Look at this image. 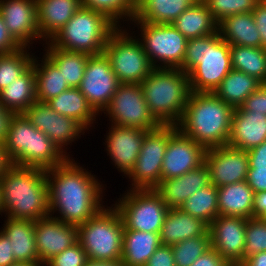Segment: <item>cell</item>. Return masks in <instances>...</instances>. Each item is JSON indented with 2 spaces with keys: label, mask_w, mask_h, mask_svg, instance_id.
I'll return each instance as SVG.
<instances>
[{
  "label": "cell",
  "mask_w": 266,
  "mask_h": 266,
  "mask_svg": "<svg viewBox=\"0 0 266 266\" xmlns=\"http://www.w3.org/2000/svg\"><path fill=\"white\" fill-rule=\"evenodd\" d=\"M77 163L68 158L63 164L45 170L49 216L75 226L85 223L105 207L102 203L104 185ZM55 212L59 214L54 216Z\"/></svg>",
  "instance_id": "obj_1"
},
{
  "label": "cell",
  "mask_w": 266,
  "mask_h": 266,
  "mask_svg": "<svg viewBox=\"0 0 266 266\" xmlns=\"http://www.w3.org/2000/svg\"><path fill=\"white\" fill-rule=\"evenodd\" d=\"M0 193L5 217L37 221L50 214L44 169L10 165L0 177Z\"/></svg>",
  "instance_id": "obj_2"
},
{
  "label": "cell",
  "mask_w": 266,
  "mask_h": 266,
  "mask_svg": "<svg viewBox=\"0 0 266 266\" xmlns=\"http://www.w3.org/2000/svg\"><path fill=\"white\" fill-rule=\"evenodd\" d=\"M234 108L212 92H191L177 129L206 149L227 145Z\"/></svg>",
  "instance_id": "obj_3"
},
{
  "label": "cell",
  "mask_w": 266,
  "mask_h": 266,
  "mask_svg": "<svg viewBox=\"0 0 266 266\" xmlns=\"http://www.w3.org/2000/svg\"><path fill=\"white\" fill-rule=\"evenodd\" d=\"M232 70L230 45L219 32L187 40L183 71L191 92H214Z\"/></svg>",
  "instance_id": "obj_4"
},
{
  "label": "cell",
  "mask_w": 266,
  "mask_h": 266,
  "mask_svg": "<svg viewBox=\"0 0 266 266\" xmlns=\"http://www.w3.org/2000/svg\"><path fill=\"white\" fill-rule=\"evenodd\" d=\"M3 147L9 163L19 167L47 170L69 158L24 114H15L12 118Z\"/></svg>",
  "instance_id": "obj_5"
},
{
  "label": "cell",
  "mask_w": 266,
  "mask_h": 266,
  "mask_svg": "<svg viewBox=\"0 0 266 266\" xmlns=\"http://www.w3.org/2000/svg\"><path fill=\"white\" fill-rule=\"evenodd\" d=\"M140 86L154 118L161 125H177L191 93L188 74L179 68H154Z\"/></svg>",
  "instance_id": "obj_6"
},
{
  "label": "cell",
  "mask_w": 266,
  "mask_h": 266,
  "mask_svg": "<svg viewBox=\"0 0 266 266\" xmlns=\"http://www.w3.org/2000/svg\"><path fill=\"white\" fill-rule=\"evenodd\" d=\"M117 27L103 13L81 6L49 42L59 49L98 55Z\"/></svg>",
  "instance_id": "obj_7"
},
{
  "label": "cell",
  "mask_w": 266,
  "mask_h": 266,
  "mask_svg": "<svg viewBox=\"0 0 266 266\" xmlns=\"http://www.w3.org/2000/svg\"><path fill=\"white\" fill-rule=\"evenodd\" d=\"M123 232V221L112 205L103 207L94 217L78 226V242L88 259L121 260Z\"/></svg>",
  "instance_id": "obj_8"
},
{
  "label": "cell",
  "mask_w": 266,
  "mask_h": 266,
  "mask_svg": "<svg viewBox=\"0 0 266 266\" xmlns=\"http://www.w3.org/2000/svg\"><path fill=\"white\" fill-rule=\"evenodd\" d=\"M118 26L110 35L104 53L119 83L140 84L154 69L138 38ZM132 35V36H131ZM135 38V39H134Z\"/></svg>",
  "instance_id": "obj_9"
},
{
  "label": "cell",
  "mask_w": 266,
  "mask_h": 266,
  "mask_svg": "<svg viewBox=\"0 0 266 266\" xmlns=\"http://www.w3.org/2000/svg\"><path fill=\"white\" fill-rule=\"evenodd\" d=\"M119 199L113 206L120 214L124 229L160 233L169 208L155 189H128Z\"/></svg>",
  "instance_id": "obj_10"
},
{
  "label": "cell",
  "mask_w": 266,
  "mask_h": 266,
  "mask_svg": "<svg viewBox=\"0 0 266 266\" xmlns=\"http://www.w3.org/2000/svg\"><path fill=\"white\" fill-rule=\"evenodd\" d=\"M131 21L140 28L139 39L154 68H179L183 71L188 39L181 32L172 24Z\"/></svg>",
  "instance_id": "obj_11"
},
{
  "label": "cell",
  "mask_w": 266,
  "mask_h": 266,
  "mask_svg": "<svg viewBox=\"0 0 266 266\" xmlns=\"http://www.w3.org/2000/svg\"><path fill=\"white\" fill-rule=\"evenodd\" d=\"M177 130L176 125H161L147 131L144 141L128 176L132 180L130 190L156 189L161 182V169L169 137Z\"/></svg>",
  "instance_id": "obj_12"
},
{
  "label": "cell",
  "mask_w": 266,
  "mask_h": 266,
  "mask_svg": "<svg viewBox=\"0 0 266 266\" xmlns=\"http://www.w3.org/2000/svg\"><path fill=\"white\" fill-rule=\"evenodd\" d=\"M112 125L152 131L161 124L152 115L140 84L120 83L103 111Z\"/></svg>",
  "instance_id": "obj_13"
},
{
  "label": "cell",
  "mask_w": 266,
  "mask_h": 266,
  "mask_svg": "<svg viewBox=\"0 0 266 266\" xmlns=\"http://www.w3.org/2000/svg\"><path fill=\"white\" fill-rule=\"evenodd\" d=\"M119 84L105 53L89 56L79 89L98 115L103 114Z\"/></svg>",
  "instance_id": "obj_14"
},
{
  "label": "cell",
  "mask_w": 266,
  "mask_h": 266,
  "mask_svg": "<svg viewBox=\"0 0 266 266\" xmlns=\"http://www.w3.org/2000/svg\"><path fill=\"white\" fill-rule=\"evenodd\" d=\"M23 114L68 157L70 155L65 146L72 144L86 131L78 121L57 113L47 102L35 101Z\"/></svg>",
  "instance_id": "obj_15"
},
{
  "label": "cell",
  "mask_w": 266,
  "mask_h": 266,
  "mask_svg": "<svg viewBox=\"0 0 266 266\" xmlns=\"http://www.w3.org/2000/svg\"><path fill=\"white\" fill-rule=\"evenodd\" d=\"M206 148L178 129L169 137L161 169V180L184 175L205 163Z\"/></svg>",
  "instance_id": "obj_16"
},
{
  "label": "cell",
  "mask_w": 266,
  "mask_h": 266,
  "mask_svg": "<svg viewBox=\"0 0 266 266\" xmlns=\"http://www.w3.org/2000/svg\"><path fill=\"white\" fill-rule=\"evenodd\" d=\"M247 218L219 215L209 225L211 247L231 266L243 262Z\"/></svg>",
  "instance_id": "obj_17"
},
{
  "label": "cell",
  "mask_w": 266,
  "mask_h": 266,
  "mask_svg": "<svg viewBox=\"0 0 266 266\" xmlns=\"http://www.w3.org/2000/svg\"><path fill=\"white\" fill-rule=\"evenodd\" d=\"M205 164L210 183L216 187L245 181L249 169L248 153L228 145L207 148Z\"/></svg>",
  "instance_id": "obj_18"
},
{
  "label": "cell",
  "mask_w": 266,
  "mask_h": 266,
  "mask_svg": "<svg viewBox=\"0 0 266 266\" xmlns=\"http://www.w3.org/2000/svg\"><path fill=\"white\" fill-rule=\"evenodd\" d=\"M0 14L11 36L22 46L41 41L36 0H0Z\"/></svg>",
  "instance_id": "obj_19"
},
{
  "label": "cell",
  "mask_w": 266,
  "mask_h": 266,
  "mask_svg": "<svg viewBox=\"0 0 266 266\" xmlns=\"http://www.w3.org/2000/svg\"><path fill=\"white\" fill-rule=\"evenodd\" d=\"M35 241L41 264L78 242V226L51 216L35 221Z\"/></svg>",
  "instance_id": "obj_20"
},
{
  "label": "cell",
  "mask_w": 266,
  "mask_h": 266,
  "mask_svg": "<svg viewBox=\"0 0 266 266\" xmlns=\"http://www.w3.org/2000/svg\"><path fill=\"white\" fill-rule=\"evenodd\" d=\"M147 131L136 127H123L111 124L106 135V151L113 165L123 176L129 175L141 150Z\"/></svg>",
  "instance_id": "obj_21"
},
{
  "label": "cell",
  "mask_w": 266,
  "mask_h": 266,
  "mask_svg": "<svg viewBox=\"0 0 266 266\" xmlns=\"http://www.w3.org/2000/svg\"><path fill=\"white\" fill-rule=\"evenodd\" d=\"M266 141V115L234 108L228 146L246 150Z\"/></svg>",
  "instance_id": "obj_22"
},
{
  "label": "cell",
  "mask_w": 266,
  "mask_h": 266,
  "mask_svg": "<svg viewBox=\"0 0 266 266\" xmlns=\"http://www.w3.org/2000/svg\"><path fill=\"white\" fill-rule=\"evenodd\" d=\"M209 183V169L204 163L179 177L161 180L155 190L169 209L179 208L185 200Z\"/></svg>",
  "instance_id": "obj_23"
},
{
  "label": "cell",
  "mask_w": 266,
  "mask_h": 266,
  "mask_svg": "<svg viewBox=\"0 0 266 266\" xmlns=\"http://www.w3.org/2000/svg\"><path fill=\"white\" fill-rule=\"evenodd\" d=\"M41 39L48 42L80 9L81 0H36Z\"/></svg>",
  "instance_id": "obj_24"
},
{
  "label": "cell",
  "mask_w": 266,
  "mask_h": 266,
  "mask_svg": "<svg viewBox=\"0 0 266 266\" xmlns=\"http://www.w3.org/2000/svg\"><path fill=\"white\" fill-rule=\"evenodd\" d=\"M2 232L10 240L17 262L40 263L35 241V221L6 217Z\"/></svg>",
  "instance_id": "obj_25"
},
{
  "label": "cell",
  "mask_w": 266,
  "mask_h": 266,
  "mask_svg": "<svg viewBox=\"0 0 266 266\" xmlns=\"http://www.w3.org/2000/svg\"><path fill=\"white\" fill-rule=\"evenodd\" d=\"M209 230L203 220L193 217L180 208L168 209L160 231L163 245H173L183 240L199 237Z\"/></svg>",
  "instance_id": "obj_26"
},
{
  "label": "cell",
  "mask_w": 266,
  "mask_h": 266,
  "mask_svg": "<svg viewBox=\"0 0 266 266\" xmlns=\"http://www.w3.org/2000/svg\"><path fill=\"white\" fill-rule=\"evenodd\" d=\"M218 32L229 45L262 47L252 12L227 16L218 23Z\"/></svg>",
  "instance_id": "obj_27"
},
{
  "label": "cell",
  "mask_w": 266,
  "mask_h": 266,
  "mask_svg": "<svg viewBox=\"0 0 266 266\" xmlns=\"http://www.w3.org/2000/svg\"><path fill=\"white\" fill-rule=\"evenodd\" d=\"M219 215L253 217L254 192L246 181L217 187Z\"/></svg>",
  "instance_id": "obj_28"
},
{
  "label": "cell",
  "mask_w": 266,
  "mask_h": 266,
  "mask_svg": "<svg viewBox=\"0 0 266 266\" xmlns=\"http://www.w3.org/2000/svg\"><path fill=\"white\" fill-rule=\"evenodd\" d=\"M160 245V233L124 229L121 260L125 266H145Z\"/></svg>",
  "instance_id": "obj_29"
},
{
  "label": "cell",
  "mask_w": 266,
  "mask_h": 266,
  "mask_svg": "<svg viewBox=\"0 0 266 266\" xmlns=\"http://www.w3.org/2000/svg\"><path fill=\"white\" fill-rule=\"evenodd\" d=\"M172 25L187 39L207 36L218 31V23L202 0L195 1Z\"/></svg>",
  "instance_id": "obj_30"
},
{
  "label": "cell",
  "mask_w": 266,
  "mask_h": 266,
  "mask_svg": "<svg viewBox=\"0 0 266 266\" xmlns=\"http://www.w3.org/2000/svg\"><path fill=\"white\" fill-rule=\"evenodd\" d=\"M47 103L57 113L78 121L86 130H89L98 117L79 88H69Z\"/></svg>",
  "instance_id": "obj_31"
},
{
  "label": "cell",
  "mask_w": 266,
  "mask_h": 266,
  "mask_svg": "<svg viewBox=\"0 0 266 266\" xmlns=\"http://www.w3.org/2000/svg\"><path fill=\"white\" fill-rule=\"evenodd\" d=\"M197 0H137L135 21L172 24Z\"/></svg>",
  "instance_id": "obj_32"
},
{
  "label": "cell",
  "mask_w": 266,
  "mask_h": 266,
  "mask_svg": "<svg viewBox=\"0 0 266 266\" xmlns=\"http://www.w3.org/2000/svg\"><path fill=\"white\" fill-rule=\"evenodd\" d=\"M35 101L36 79L32 67L0 91V102L15 114H23Z\"/></svg>",
  "instance_id": "obj_33"
},
{
  "label": "cell",
  "mask_w": 266,
  "mask_h": 266,
  "mask_svg": "<svg viewBox=\"0 0 266 266\" xmlns=\"http://www.w3.org/2000/svg\"><path fill=\"white\" fill-rule=\"evenodd\" d=\"M262 84L256 77L232 69L213 93L225 103L237 108Z\"/></svg>",
  "instance_id": "obj_34"
},
{
  "label": "cell",
  "mask_w": 266,
  "mask_h": 266,
  "mask_svg": "<svg viewBox=\"0 0 266 266\" xmlns=\"http://www.w3.org/2000/svg\"><path fill=\"white\" fill-rule=\"evenodd\" d=\"M33 70L36 79V97L39 102H47L70 88L58 67L46 55H43L42 60L34 56Z\"/></svg>",
  "instance_id": "obj_35"
},
{
  "label": "cell",
  "mask_w": 266,
  "mask_h": 266,
  "mask_svg": "<svg viewBox=\"0 0 266 266\" xmlns=\"http://www.w3.org/2000/svg\"><path fill=\"white\" fill-rule=\"evenodd\" d=\"M44 44H47L44 54L58 67L68 86L79 88L90 54L59 49L49 41Z\"/></svg>",
  "instance_id": "obj_36"
},
{
  "label": "cell",
  "mask_w": 266,
  "mask_h": 266,
  "mask_svg": "<svg viewBox=\"0 0 266 266\" xmlns=\"http://www.w3.org/2000/svg\"><path fill=\"white\" fill-rule=\"evenodd\" d=\"M230 58L232 69L256 77L266 84V49L230 45Z\"/></svg>",
  "instance_id": "obj_37"
},
{
  "label": "cell",
  "mask_w": 266,
  "mask_h": 266,
  "mask_svg": "<svg viewBox=\"0 0 266 266\" xmlns=\"http://www.w3.org/2000/svg\"><path fill=\"white\" fill-rule=\"evenodd\" d=\"M179 208L210 225L219 216L217 187L209 183L191 195Z\"/></svg>",
  "instance_id": "obj_38"
},
{
  "label": "cell",
  "mask_w": 266,
  "mask_h": 266,
  "mask_svg": "<svg viewBox=\"0 0 266 266\" xmlns=\"http://www.w3.org/2000/svg\"><path fill=\"white\" fill-rule=\"evenodd\" d=\"M27 49L29 47H21L12 53L0 54V91L32 67L34 56Z\"/></svg>",
  "instance_id": "obj_39"
},
{
  "label": "cell",
  "mask_w": 266,
  "mask_h": 266,
  "mask_svg": "<svg viewBox=\"0 0 266 266\" xmlns=\"http://www.w3.org/2000/svg\"><path fill=\"white\" fill-rule=\"evenodd\" d=\"M81 4L83 7L103 13L117 26L122 25V20L131 22L137 8V0H81ZM125 18L128 19L124 20Z\"/></svg>",
  "instance_id": "obj_40"
},
{
  "label": "cell",
  "mask_w": 266,
  "mask_h": 266,
  "mask_svg": "<svg viewBox=\"0 0 266 266\" xmlns=\"http://www.w3.org/2000/svg\"><path fill=\"white\" fill-rule=\"evenodd\" d=\"M171 247L176 266H191L198 257L211 248L210 231L199 237L175 243Z\"/></svg>",
  "instance_id": "obj_41"
},
{
  "label": "cell",
  "mask_w": 266,
  "mask_h": 266,
  "mask_svg": "<svg viewBox=\"0 0 266 266\" xmlns=\"http://www.w3.org/2000/svg\"><path fill=\"white\" fill-rule=\"evenodd\" d=\"M217 23L227 16L251 13L261 0H202Z\"/></svg>",
  "instance_id": "obj_42"
},
{
  "label": "cell",
  "mask_w": 266,
  "mask_h": 266,
  "mask_svg": "<svg viewBox=\"0 0 266 266\" xmlns=\"http://www.w3.org/2000/svg\"><path fill=\"white\" fill-rule=\"evenodd\" d=\"M245 241L243 261L255 253L266 251V221L254 217L248 218Z\"/></svg>",
  "instance_id": "obj_43"
},
{
  "label": "cell",
  "mask_w": 266,
  "mask_h": 266,
  "mask_svg": "<svg viewBox=\"0 0 266 266\" xmlns=\"http://www.w3.org/2000/svg\"><path fill=\"white\" fill-rule=\"evenodd\" d=\"M87 254L79 242L48 260L44 266H85Z\"/></svg>",
  "instance_id": "obj_44"
},
{
  "label": "cell",
  "mask_w": 266,
  "mask_h": 266,
  "mask_svg": "<svg viewBox=\"0 0 266 266\" xmlns=\"http://www.w3.org/2000/svg\"><path fill=\"white\" fill-rule=\"evenodd\" d=\"M244 111L266 115V84H262L250 94L240 106Z\"/></svg>",
  "instance_id": "obj_45"
},
{
  "label": "cell",
  "mask_w": 266,
  "mask_h": 266,
  "mask_svg": "<svg viewBox=\"0 0 266 266\" xmlns=\"http://www.w3.org/2000/svg\"><path fill=\"white\" fill-rule=\"evenodd\" d=\"M145 266H176L171 245L161 244Z\"/></svg>",
  "instance_id": "obj_46"
},
{
  "label": "cell",
  "mask_w": 266,
  "mask_h": 266,
  "mask_svg": "<svg viewBox=\"0 0 266 266\" xmlns=\"http://www.w3.org/2000/svg\"><path fill=\"white\" fill-rule=\"evenodd\" d=\"M22 46L11 36L0 14V54L12 53Z\"/></svg>",
  "instance_id": "obj_47"
},
{
  "label": "cell",
  "mask_w": 266,
  "mask_h": 266,
  "mask_svg": "<svg viewBox=\"0 0 266 266\" xmlns=\"http://www.w3.org/2000/svg\"><path fill=\"white\" fill-rule=\"evenodd\" d=\"M245 181L254 193L266 191V169L249 168Z\"/></svg>",
  "instance_id": "obj_48"
},
{
  "label": "cell",
  "mask_w": 266,
  "mask_h": 266,
  "mask_svg": "<svg viewBox=\"0 0 266 266\" xmlns=\"http://www.w3.org/2000/svg\"><path fill=\"white\" fill-rule=\"evenodd\" d=\"M255 24L257 25L262 40V48L266 49V2L261 0L252 11Z\"/></svg>",
  "instance_id": "obj_49"
},
{
  "label": "cell",
  "mask_w": 266,
  "mask_h": 266,
  "mask_svg": "<svg viewBox=\"0 0 266 266\" xmlns=\"http://www.w3.org/2000/svg\"><path fill=\"white\" fill-rule=\"evenodd\" d=\"M249 168L266 169V141L247 151Z\"/></svg>",
  "instance_id": "obj_50"
},
{
  "label": "cell",
  "mask_w": 266,
  "mask_h": 266,
  "mask_svg": "<svg viewBox=\"0 0 266 266\" xmlns=\"http://www.w3.org/2000/svg\"><path fill=\"white\" fill-rule=\"evenodd\" d=\"M191 266H231L212 247L198 257Z\"/></svg>",
  "instance_id": "obj_51"
},
{
  "label": "cell",
  "mask_w": 266,
  "mask_h": 266,
  "mask_svg": "<svg viewBox=\"0 0 266 266\" xmlns=\"http://www.w3.org/2000/svg\"><path fill=\"white\" fill-rule=\"evenodd\" d=\"M17 263L10 247V240L0 229V266H10Z\"/></svg>",
  "instance_id": "obj_52"
},
{
  "label": "cell",
  "mask_w": 266,
  "mask_h": 266,
  "mask_svg": "<svg viewBox=\"0 0 266 266\" xmlns=\"http://www.w3.org/2000/svg\"><path fill=\"white\" fill-rule=\"evenodd\" d=\"M15 116L13 111L3 107L0 102V144H4L10 128V122Z\"/></svg>",
  "instance_id": "obj_53"
},
{
  "label": "cell",
  "mask_w": 266,
  "mask_h": 266,
  "mask_svg": "<svg viewBox=\"0 0 266 266\" xmlns=\"http://www.w3.org/2000/svg\"><path fill=\"white\" fill-rule=\"evenodd\" d=\"M253 217L266 221V191L254 193Z\"/></svg>",
  "instance_id": "obj_54"
},
{
  "label": "cell",
  "mask_w": 266,
  "mask_h": 266,
  "mask_svg": "<svg viewBox=\"0 0 266 266\" xmlns=\"http://www.w3.org/2000/svg\"><path fill=\"white\" fill-rule=\"evenodd\" d=\"M239 266H266V251L247 257Z\"/></svg>",
  "instance_id": "obj_55"
},
{
  "label": "cell",
  "mask_w": 266,
  "mask_h": 266,
  "mask_svg": "<svg viewBox=\"0 0 266 266\" xmlns=\"http://www.w3.org/2000/svg\"><path fill=\"white\" fill-rule=\"evenodd\" d=\"M85 266H125L122 260L116 261H102V260H93L88 259Z\"/></svg>",
  "instance_id": "obj_56"
},
{
  "label": "cell",
  "mask_w": 266,
  "mask_h": 266,
  "mask_svg": "<svg viewBox=\"0 0 266 266\" xmlns=\"http://www.w3.org/2000/svg\"><path fill=\"white\" fill-rule=\"evenodd\" d=\"M11 164L9 163L5 152H4V147L2 144H0V177L2 176L3 172L10 166Z\"/></svg>",
  "instance_id": "obj_57"
},
{
  "label": "cell",
  "mask_w": 266,
  "mask_h": 266,
  "mask_svg": "<svg viewBox=\"0 0 266 266\" xmlns=\"http://www.w3.org/2000/svg\"><path fill=\"white\" fill-rule=\"evenodd\" d=\"M10 266H44L41 263H25V262H17L15 264H12Z\"/></svg>",
  "instance_id": "obj_58"
},
{
  "label": "cell",
  "mask_w": 266,
  "mask_h": 266,
  "mask_svg": "<svg viewBox=\"0 0 266 266\" xmlns=\"http://www.w3.org/2000/svg\"><path fill=\"white\" fill-rule=\"evenodd\" d=\"M0 214L2 215V206H1V193H0Z\"/></svg>",
  "instance_id": "obj_59"
}]
</instances>
